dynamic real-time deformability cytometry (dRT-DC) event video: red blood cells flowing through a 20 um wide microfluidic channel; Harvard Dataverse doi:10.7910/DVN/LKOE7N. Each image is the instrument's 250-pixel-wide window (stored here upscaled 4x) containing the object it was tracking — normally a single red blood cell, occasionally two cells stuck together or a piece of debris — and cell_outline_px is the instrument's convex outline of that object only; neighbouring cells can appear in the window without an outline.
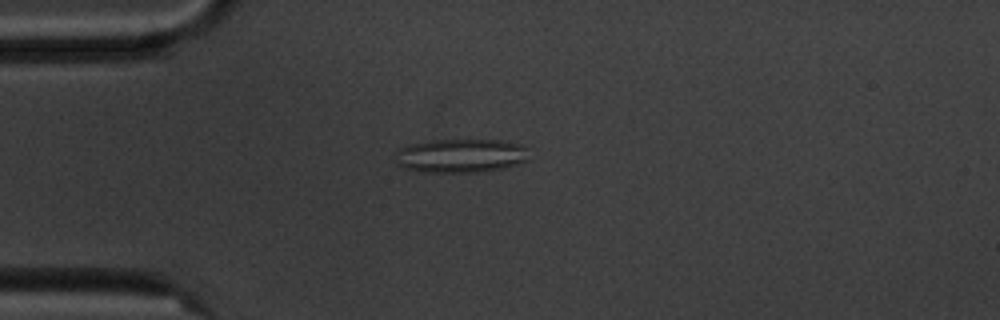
{"species": "common noctule bat (a hibernating species)", "species_latin": "Nyctalus noctula", "temperature_condition": "cold", "stored_images_in_passage": 13, "camera_frame_rate_fps": 3000, "um_per_image_px": 0.085, "animal": {"sex": "male", "body_mass_g": 20.1, "forearm_length_mm": 53.5}, "frame": {"image": 1, "passage_image": 4, "time_ms": 4.333, "image_size_px": [1000, 320], "cell_outline_px": [[528, 160], [504, 168], [476, 172], [420, 172], [404, 168], [396, 164], [400, 148], [408, 144], [432, 140], [500, 140], [520, 144], [528, 148]], "centroid_in_image_um": [39.18, 13.23], "position_along_channel_um": 45.8, "area_um2": 26.36}}
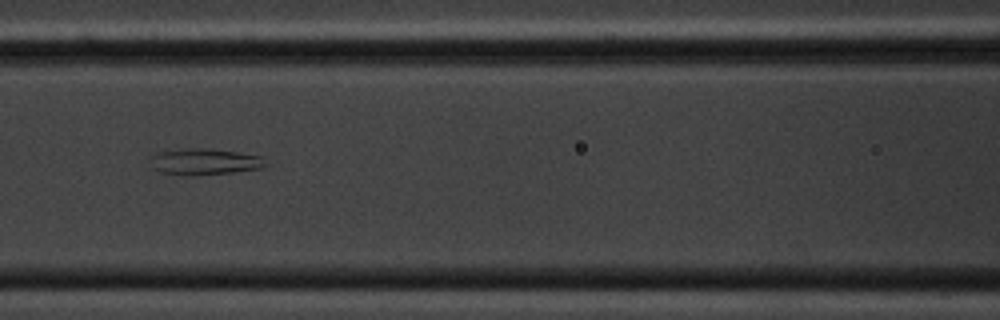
{"frame": {"image": 2, "passage_image": 7, "time_ms": 7.667, "image_size_px": [1000, 320], "cell_outline_px": [[268, 164], [264, 168], [232, 172], [192, 176], [180, 176], [160, 172], [152, 168], [148, 160], [148, 156], [160, 152], [184, 148], [212, 148], [264, 156]], "centroid_in_image_um": [17.37, 13.75], "position_along_channel_um": 149.2, "area_um2": 18.32}}
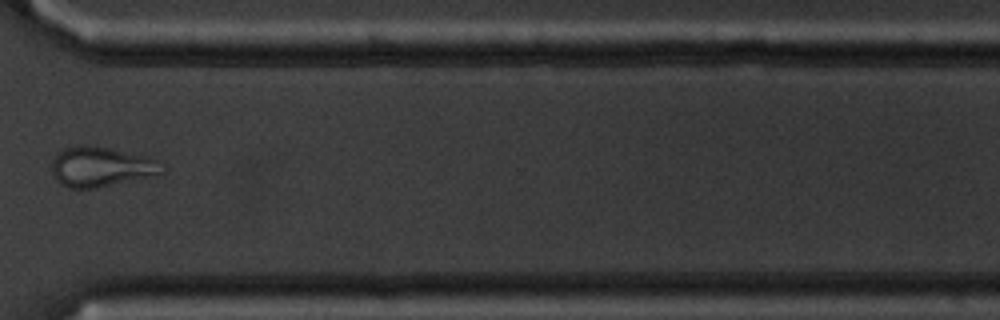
{"frame": {"image": 3, "passage_image": 12, "time_ms": 13.667, "image_size_px": [1000, 320], "cell_outline_px": [[164, 172], [152, 176], [96, 188], [68, 188], [60, 184], [56, 180], [52, 172], [52, 160], [64, 148], [80, 144], [88, 144], [108, 148], [144, 156], [160, 160]], "centroid_in_image_um": [8.57, 14.18], "position_along_channel_um": 362.0, "area_um2": 25.61}, "authors_computed_cell_mechanics": {"area_um2": 22.9466, "velocity_mm_per_s": 3.5553, "shape_relaxation_time_tau1_ms": null, "shape_relaxation_time_tau2_ms": 2.1967, "deformation_change_tau1": null, "deformation_change_tau2": 0.0939}}